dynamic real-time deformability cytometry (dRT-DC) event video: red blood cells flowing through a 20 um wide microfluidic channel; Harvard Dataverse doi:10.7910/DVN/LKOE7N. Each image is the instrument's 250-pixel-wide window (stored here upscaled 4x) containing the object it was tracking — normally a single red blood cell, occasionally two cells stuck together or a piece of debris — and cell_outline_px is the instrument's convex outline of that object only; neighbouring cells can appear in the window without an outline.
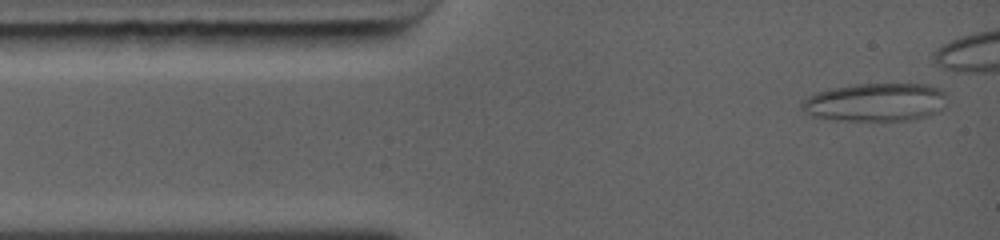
{"species": "common noctule bat (a hibernating species)", "species_latin": "Nyctalus noctula", "temperature_condition": "warm", "stored_images_in_passage": 6, "camera_frame_rate_fps": 5000, "um_per_image_px": 0.085, "animal": {"sex": "female", "body_mass_g": 19.0, "forearm_length_mm": 56.7}, "frame": {"image": 1, "passage_image": 1, "time_ms": 0.0, "image_size_px": [1000, 240], "cell_outline_px": [[948, 96], [944, 108], [940, 112], [916, 120], [832, 120], [808, 116], [800, 108], [800, 104], [808, 96], [816, 92], [828, 88], [856, 84], [928, 84], [940, 88]], "centroid_in_image_um": [74.43, 8.69], "position_along_channel_um": 10.6, "area_um2": 33.12}}
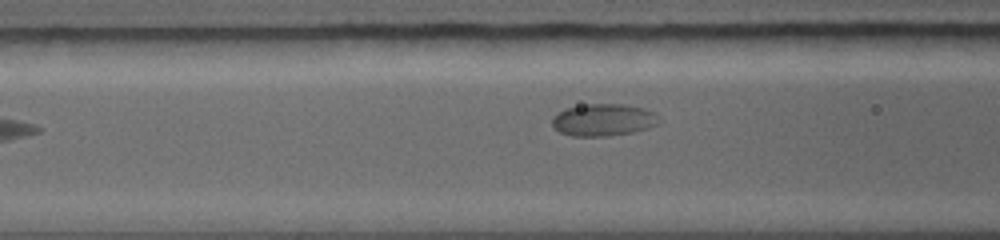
{"frame": {"image": 2, "passage_image": 6, "time_ms": 5.2, "image_size_px": [1000, 240], "cell_outline_px": [[660, 124], [648, 128], [632, 132], [604, 136], [572, 136], [560, 132], [552, 124], [552, 116], [556, 112], [564, 108], [580, 104], [620, 104], [644, 108], [660, 116]], "centroid_in_image_um": [51.27, 10.18], "position_along_channel_um": 115.3, "area_um2": 20.23}}